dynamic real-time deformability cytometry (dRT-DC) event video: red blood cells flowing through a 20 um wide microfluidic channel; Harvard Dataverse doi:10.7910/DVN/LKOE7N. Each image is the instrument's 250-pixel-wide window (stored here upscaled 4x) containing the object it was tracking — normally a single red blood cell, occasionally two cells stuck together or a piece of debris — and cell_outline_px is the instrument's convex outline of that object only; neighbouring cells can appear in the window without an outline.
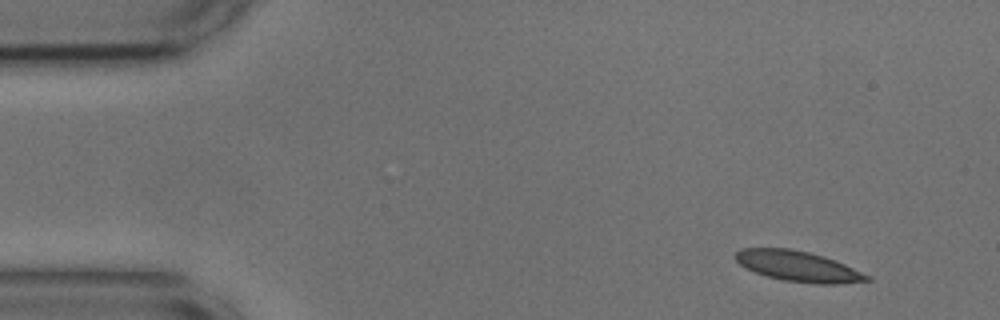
{"species": "common noctule bat (a hibernating species)", "species_latin": "Nyctalus noctula", "temperature_condition": "cold", "stored_images_in_passage": 50, "camera_frame_rate_fps": 3000, "um_per_image_px": 0.085, "animal": {"sex": "male", "body_mass_g": 17.9, "forearm_length_mm": 54.2}, "frame": {"image": 1, "passage_image": 1, "time_ms": 0.0, "image_size_px": [1000, 320], "cell_outline_px": [[872, 280], [836, 284], [816, 284], [784, 280], [768, 276], [744, 268], [732, 256], [740, 248], [788, 248], [808, 252], [824, 256], [836, 260], [872, 276]], "centroid_in_image_um": [67.85, 22.63], "position_along_channel_um": 17.2, "area_um2": 23.47}}
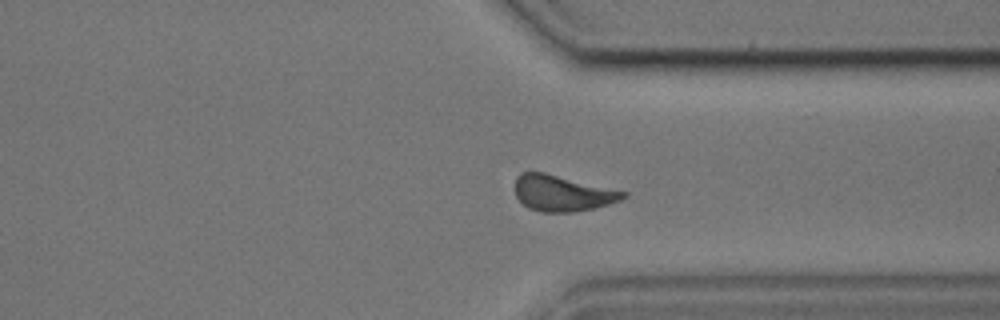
{"frame": {"image": 2, "passage_image": 37, "time_ms": 12.0, "image_size_px": [1000, 320], "cell_outline_px": [[628, 196], [620, 200], [608, 204], [592, 208], [572, 212], [540, 212], [528, 208], [516, 196], [516, 176], [520, 172], [544, 172], [628, 192]], "centroid_in_image_um": [47.8, 16.42], "position_along_channel_um": 363.6, "area_um2": 22.54}}
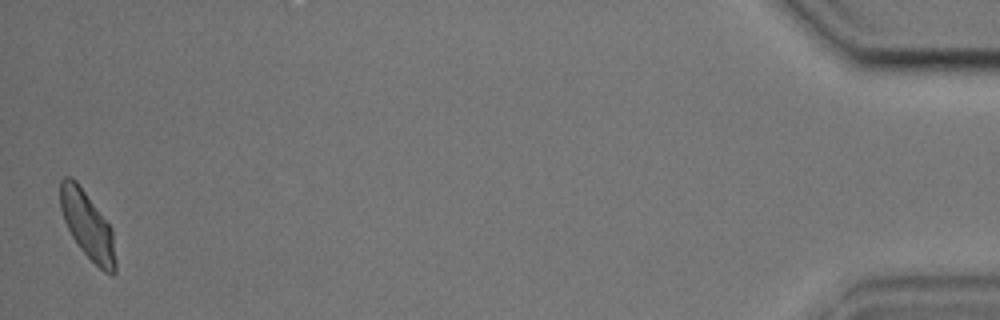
{"frame": {"image": 3, "passage_image": 50, "time_ms": 16.333, "image_size_px": [1000, 320], "cell_outline_px": [[116, 272], [112, 276], [104, 272], [76, 244], [64, 220], [60, 208], [60, 180], [64, 176], [72, 176], [76, 180], [112, 228], [116, 260]], "centroid_in_image_um": [7.44, 19.14], "position_along_channel_um": 427.8, "area_um2": 21.68}, "authors_computed_cell_mechanics": {"area_um2": 23.12, "velocity_mm_per_s": 3.629, "shape_relaxation_time_tau1_ms": 6.8156, "shape_relaxation_time_tau2_ms": 2.4189, "deformation_change_tau1": 0.1513, "deformation_change_tau2": 0.098}}